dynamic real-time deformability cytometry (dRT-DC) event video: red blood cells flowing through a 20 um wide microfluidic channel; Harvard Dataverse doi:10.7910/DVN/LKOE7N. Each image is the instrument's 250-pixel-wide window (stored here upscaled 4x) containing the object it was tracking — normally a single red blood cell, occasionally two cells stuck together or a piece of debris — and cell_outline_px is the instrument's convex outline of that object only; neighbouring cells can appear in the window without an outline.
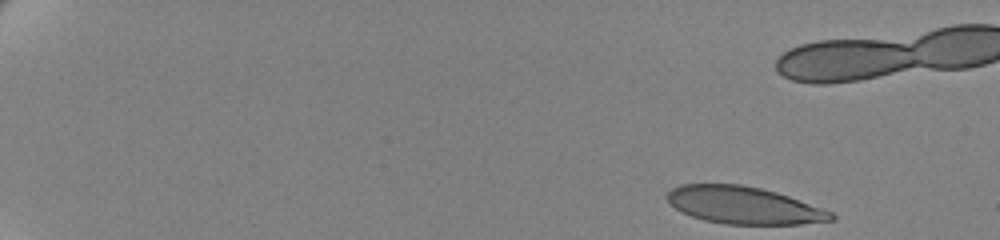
{"species": "human", "species_latin": "Homo sapiens", "temperature_condition": "cold", "stored_images_in_passage": 46, "camera_frame_rate_fps": 3000, "um_per_image_px": 0.085, "donor": {"sex": "female"}, "frame": {"image": 1, "passage_image": 1, "time_ms": 0.0, "image_size_px": [1000, 240], "cell_outline_px": [[836, 220], [800, 224], [724, 224], [704, 220], [692, 216], [668, 204], [664, 196], [672, 188], [680, 184], [740, 184], [760, 188], [776, 192], [788, 196], [832, 212], [836, 216]], "centroid_in_image_um": [63.19, 17.45], "position_along_channel_um": 21.8, "area_um2": 35.6}}
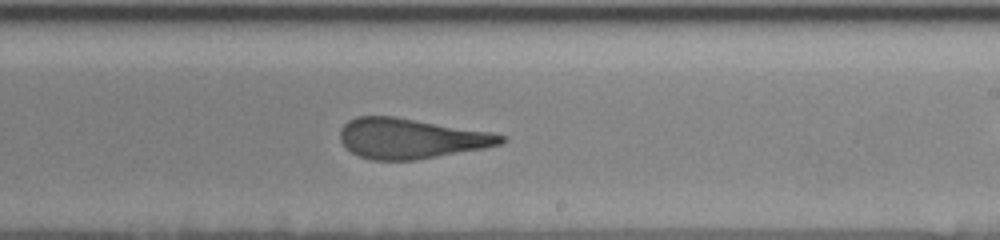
{"frame": {"image": 2, "passage_image": 34, "time_ms": 11.0, "image_size_px": [1000, 240], "cell_outline_px": [[508, 140], [500, 144], [484, 148], [416, 160], [372, 160], [360, 156], [352, 152], [340, 140], [340, 128], [348, 120], [356, 116], [396, 116], [492, 132], [508, 136]], "centroid_in_image_um": [34.95, 11.76], "position_along_channel_um": 254.1, "area_um2": 37.86}}
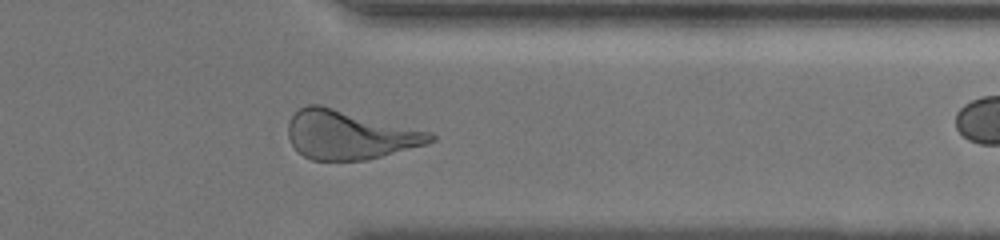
{"frame": {"image": 3, "passage_image": 45, "time_ms": 14.667, "image_size_px": [1000, 240], "cell_outline_px": [[436, 140], [424, 144], [380, 156], [364, 160], [312, 160], [304, 156], [292, 144], [288, 136], [288, 124], [292, 116], [300, 108], [308, 104], [320, 104], [432, 132], [436, 136]], "centroid_in_image_um": [29.69, 11.44], "position_along_channel_um": 381.7, "area_um2": 40.11}}